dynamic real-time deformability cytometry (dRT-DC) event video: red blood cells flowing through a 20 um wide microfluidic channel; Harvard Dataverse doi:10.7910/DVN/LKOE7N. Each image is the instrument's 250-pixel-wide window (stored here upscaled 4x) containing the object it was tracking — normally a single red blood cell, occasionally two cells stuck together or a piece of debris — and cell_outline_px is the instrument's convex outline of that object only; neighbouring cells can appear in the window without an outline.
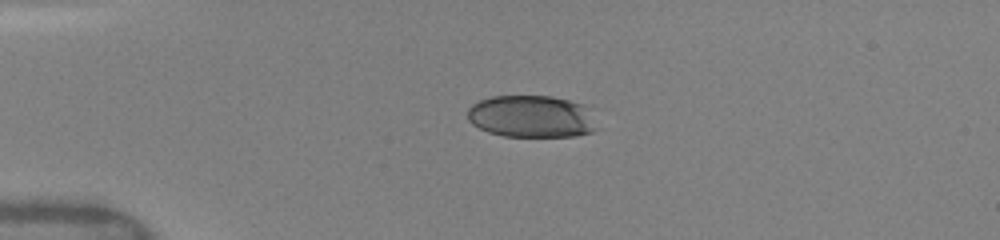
{"species": "human", "species_latin": "Homo sapiens", "temperature_condition": "warm", "stored_images_in_passage": 23, "camera_frame_rate_fps": 3000, "um_per_image_px": 0.085, "donor": {"sex": "female"}, "frame": {"image": 1, "passage_image": 5, "time_ms": 2.667, "image_size_px": [1000, 240], "cell_outline_px": [[596, 128], [592, 132], [576, 136], [504, 136], [488, 132], [472, 124], [468, 120], [468, 108], [472, 104], [480, 100], [492, 96], [552, 96], [584, 104]], "centroid_in_image_um": [45.13, 9.9], "position_along_channel_um": 39.9, "area_um2": 31.56}}
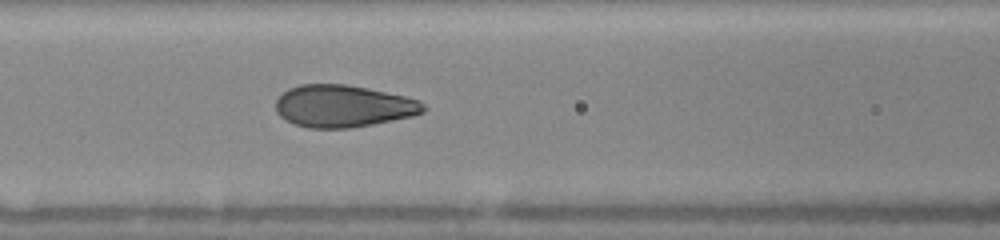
{"frame": {"image": 2, "passage_image": 14, "time_ms": 6.0, "image_size_px": [1000, 240], "cell_outline_px": [[428, 108], [424, 112], [412, 116], [372, 124], [348, 128], [308, 128], [284, 120], [276, 112], [276, 100], [288, 88], [300, 84], [348, 84], [368, 88], [404, 96], [420, 100]], "centroid_in_image_um": [29.17, 9.01], "position_along_channel_um": 137.4, "area_um2": 36.36}}
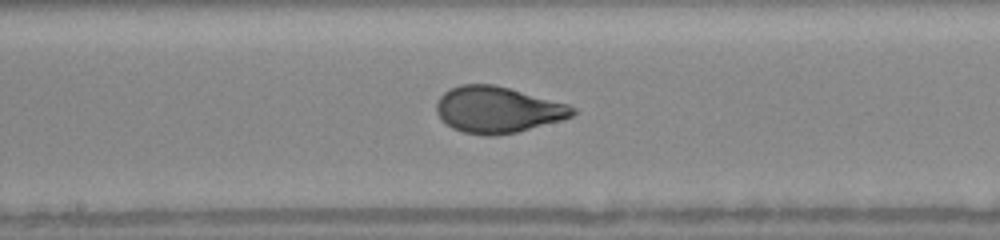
{"frame": {"image": 3, "passage_image": 18, "time_ms": 7.667, "image_size_px": [1000, 240], "cell_outline_px": [[576, 112], [572, 116], [560, 120], [516, 132], [492, 136], [484, 136], [464, 132], [452, 128], [436, 112], [436, 104], [440, 96], [444, 92], [460, 84], [492, 84], [508, 88], [568, 104], [576, 108]], "centroid_in_image_um": [42.29, 9.32], "position_along_channel_um": 205.9, "area_um2": 36.3}}